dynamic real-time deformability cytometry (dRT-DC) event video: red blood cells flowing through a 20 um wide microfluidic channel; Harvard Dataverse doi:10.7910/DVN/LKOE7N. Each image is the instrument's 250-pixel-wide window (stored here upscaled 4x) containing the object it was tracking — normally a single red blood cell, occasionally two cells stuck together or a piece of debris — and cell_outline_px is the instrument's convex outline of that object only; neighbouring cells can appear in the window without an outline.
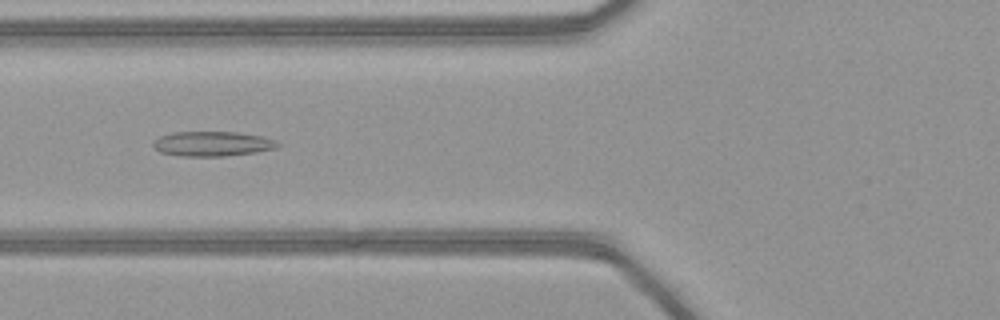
{"species": "common noctule bat (a hibernating species)", "species_latin": "Nyctalus noctula", "temperature_condition": "warm", "stored_images_in_passage": 51, "camera_frame_rate_fps": 3000, "um_per_image_px": 0.085, "animal": {"sex": "female", "body_mass_g": 21.9}, "frame": {"image": 1, "passage_image": 21, "time_ms": 6.667, "image_size_px": [1000, 320], "cell_outline_px": [[280, 144], [276, 148], [256, 152], [224, 156], [180, 156], [160, 152], [152, 144], [160, 136], [172, 132], [236, 132], [260, 136], [276, 140]], "centroid_in_image_um": [18.06, 12.22], "position_along_channel_um": 107.7, "area_um2": 17.86}}
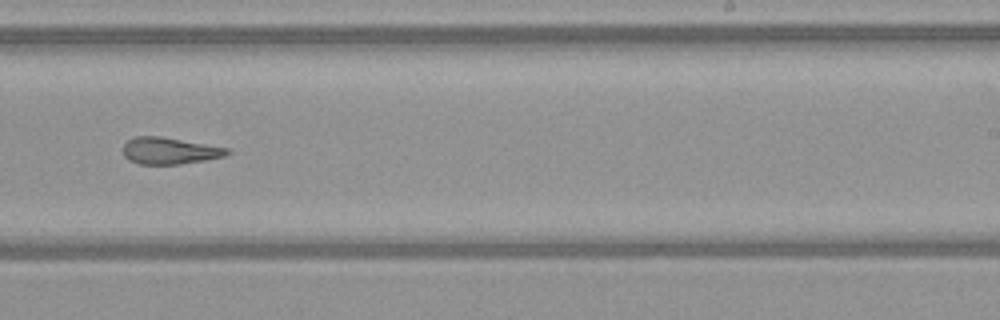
{"frame": {"image": 2, "passage_image": 33, "time_ms": 10.667, "image_size_px": [1000, 320], "cell_outline_px": [[232, 152], [224, 156], [204, 160], [180, 164], [140, 164], [128, 160], [124, 156], [124, 144], [128, 140], [136, 136], [160, 136], [232, 148]], "centroid_in_image_um": [14.45, 12.81], "position_along_channel_um": 274.5, "area_um2": 16.3}}
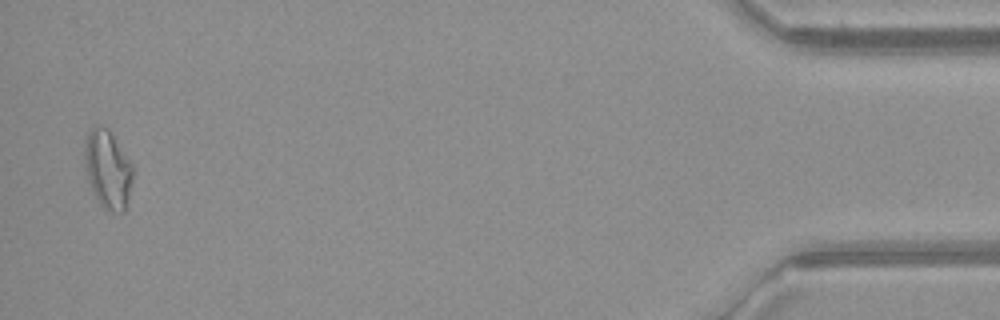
{"frame": {"image": 3, "passage_image": 50, "time_ms": 16.333, "image_size_px": [1000, 320], "cell_outline_px": [[132, 180], [124, 212], [108, 212], [100, 204], [88, 180], [84, 160], [84, 144], [88, 132], [96, 124], [100, 124], [108, 128], [132, 164]], "centroid_in_image_um": [9.14, 14.36], "position_along_channel_um": 426.1, "area_um2": 21.85}, "authors_computed_cell_mechanics": {"area_um2": 18.785, "velocity_mm_per_s": 4.1626, "shape_relaxation_time_tau1_ms": null, "shape_relaxation_time_tau2_ms": 4.1162, "deformation_change_tau1": null, "deformation_change_tau2": 0.1453}}